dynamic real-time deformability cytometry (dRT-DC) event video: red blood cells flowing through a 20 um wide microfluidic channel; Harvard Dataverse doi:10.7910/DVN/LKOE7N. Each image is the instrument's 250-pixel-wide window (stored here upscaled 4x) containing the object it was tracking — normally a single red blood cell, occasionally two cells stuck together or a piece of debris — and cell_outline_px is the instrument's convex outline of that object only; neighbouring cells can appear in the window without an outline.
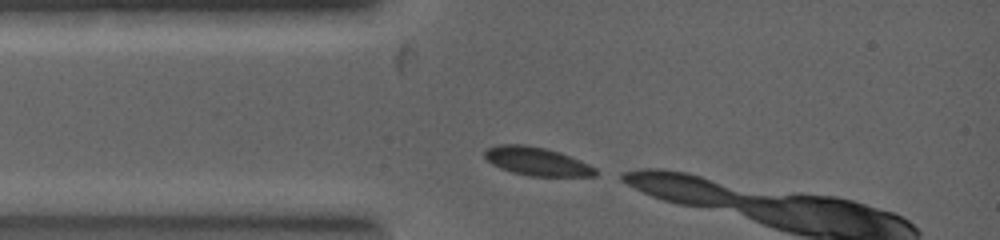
{"species": "common noctule bat (a hibernating species)", "species_latin": "Nyctalus noctula", "temperature_condition": "warm", "stored_images_in_passage": 2, "camera_frame_rate_fps": 5000, "um_per_image_px": 0.085, "animal": {"sex": "female", "body_mass_g": 19.0, "forearm_length_mm": 53.3}, "frame": {"image": 1, "passage_image": 1, "time_ms": 0.0, "image_size_px": [1000, 240], "cell_outline_px": [[596, 176], [528, 176], [512, 172], [500, 168], [492, 164], [484, 156], [484, 152], [488, 148], [500, 144], [524, 144], [544, 148], [560, 152], [580, 160], [596, 168]], "centroid_in_image_um": [45.62, 13.72], "position_along_channel_um": 39.4, "area_um2": 18.26}}